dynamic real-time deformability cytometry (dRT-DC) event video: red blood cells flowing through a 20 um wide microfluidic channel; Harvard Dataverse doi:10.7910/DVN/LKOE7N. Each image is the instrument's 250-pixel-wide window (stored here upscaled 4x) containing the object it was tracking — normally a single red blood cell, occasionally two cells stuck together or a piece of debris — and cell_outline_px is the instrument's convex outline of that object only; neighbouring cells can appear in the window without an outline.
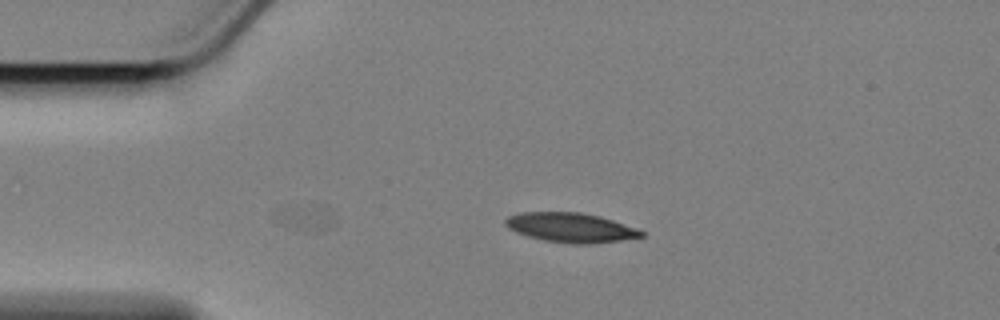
{"species": "Egyptian fruit bat (a non-hibernating species)", "species_latin": "Rousettus aegyptiacus", "temperature_condition": "cold", "stored_images_in_passage": 16, "camera_frame_rate_fps": 3000, "um_per_image_px": 0.085, "animal": {"sex": "female"}, "frame": {"image": 1, "passage_image": 1, "time_ms": 0.0, "image_size_px": [1000, 320], "cell_outline_px": [[644, 236], [620, 240], [588, 244], [572, 244], [544, 240], [528, 236], [516, 232], [508, 228], [504, 224], [504, 220], [508, 216], [520, 212], [580, 212], [600, 216], [636, 228], [644, 232]], "centroid_in_image_um": [48.47, 19.34], "position_along_channel_um": 36.5, "area_um2": 23.29}}
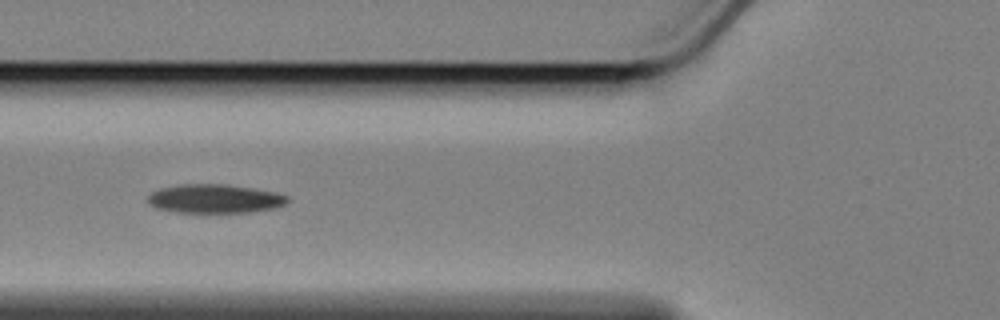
{"frame": {"image": 2, "passage_image": 10, "time_ms": 3.0, "image_size_px": [1000, 320], "cell_outline_px": [[292, 200], [288, 204], [276, 208], [252, 212], [176, 212], [156, 208], [148, 204], [148, 196], [152, 192], [160, 188], [180, 184], [224, 184], [252, 188], [276, 192], [288, 196]], "centroid_in_image_um": [18.31, 16.89], "position_along_channel_um": 107.5, "area_um2": 23.7}}
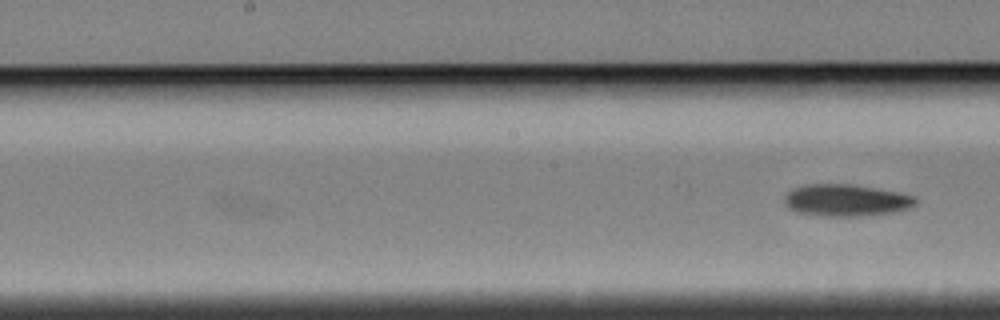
{"frame": {"image": 3, "passage_image": 16, "time_ms": 5.0, "image_size_px": [1000, 320], "cell_outline_px": [[916, 204], [908, 208], [888, 212], [856, 216], [824, 216], [796, 212], [788, 208], [784, 204], [784, 196], [792, 188], [808, 184], [852, 184], [896, 192], [916, 196]], "centroid_in_image_um": [71.85, 17.01], "position_along_channel_um": 176.4, "area_um2": 24.16}}